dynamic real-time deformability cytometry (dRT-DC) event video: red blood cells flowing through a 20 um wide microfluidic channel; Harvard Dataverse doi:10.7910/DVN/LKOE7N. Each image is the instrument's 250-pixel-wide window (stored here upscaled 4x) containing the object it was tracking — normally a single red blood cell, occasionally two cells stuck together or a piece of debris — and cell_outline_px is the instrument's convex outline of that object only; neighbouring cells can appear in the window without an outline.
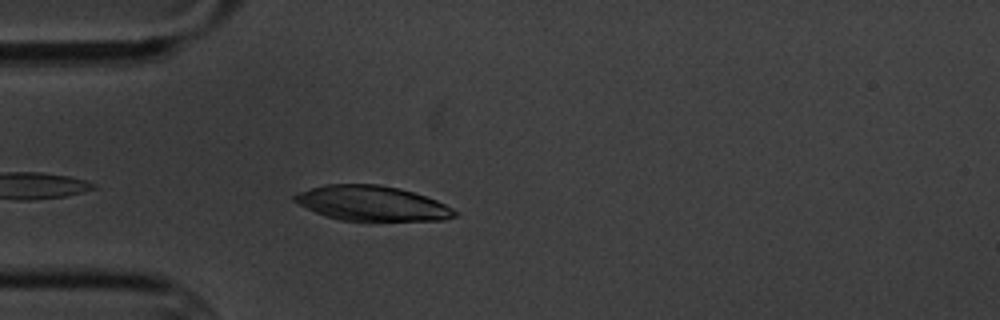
{"species": "common noctule bat (a hibernating species)", "species_latin": "Nyctalus noctula", "temperature_condition": "cold", "stored_images_in_passage": 3, "camera_frame_rate_fps": 3000, "um_per_image_px": 0.085, "animal": {"sex": "male", "body_mass_g": 20.1, "forearm_length_mm": 53.5}, "frame": {"image": 1, "passage_image": 3, "time_ms": 3.0, "image_size_px": [1000, 320], "cell_outline_px": [[460, 212], [456, 216], [444, 220], [340, 220], [324, 216], [292, 200], [292, 196], [296, 192], [328, 184], [380, 184], [400, 188], [436, 200]], "centroid_in_image_um": [31.61, 17.28], "position_along_channel_um": 53.4, "area_um2": 32.43}}